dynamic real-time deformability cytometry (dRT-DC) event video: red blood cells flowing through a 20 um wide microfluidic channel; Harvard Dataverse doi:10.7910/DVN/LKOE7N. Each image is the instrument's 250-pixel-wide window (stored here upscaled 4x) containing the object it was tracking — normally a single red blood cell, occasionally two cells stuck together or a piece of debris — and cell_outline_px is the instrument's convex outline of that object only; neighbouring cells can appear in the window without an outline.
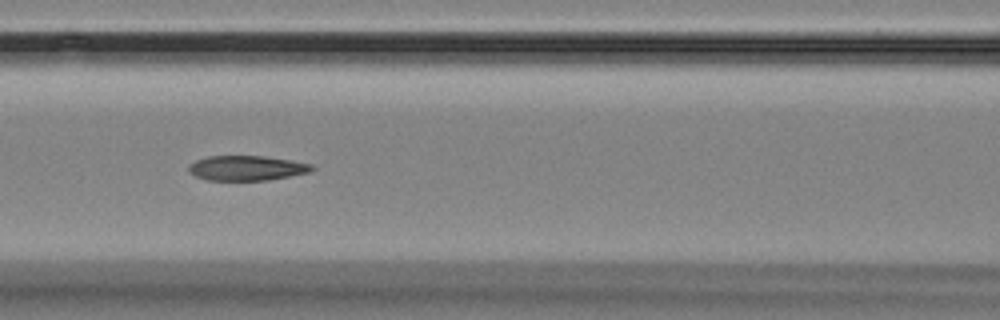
{"species": "Egyptian fruit bat (a non-hibernating species)", "species_latin": "Rousettus aegyptiacus", "temperature_condition": "room temperature", "stored_images_in_passage": 15, "camera_frame_rate_fps": 3000, "um_per_image_px": 0.085, "animal": {"sex": "female"}, "frame": {"image": 1, "passage_image": 7, "time_ms": 7.333, "image_size_px": [1000, 320], "cell_outline_px": [[316, 168], [308, 172], [268, 180], [208, 180], [196, 176], [188, 172], [188, 164], [196, 160], [208, 156], [264, 156], [292, 160], [312, 164]], "centroid_in_image_um": [20.95, 14.28], "position_along_channel_um": 145.7, "area_um2": 17.86}}
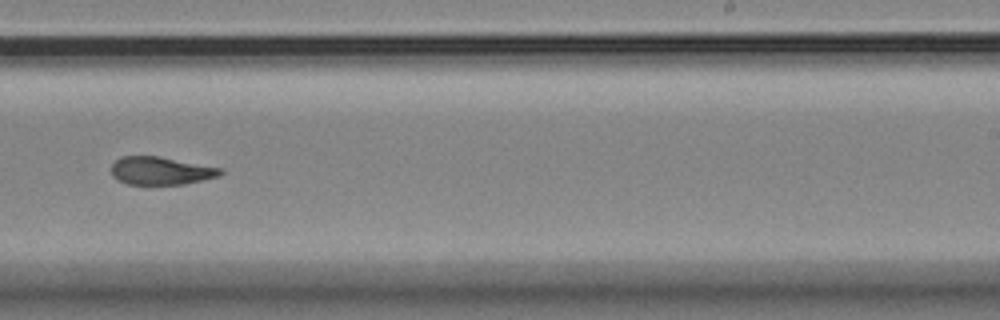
{"frame": {"image": 2, "passage_image": 10, "time_ms": 11.0, "image_size_px": [1000, 320], "cell_outline_px": [[224, 172], [220, 176], [184, 184], [128, 184], [112, 176], [112, 164], [120, 156], [160, 156], [224, 168]], "centroid_in_image_um": [13.72, 14.5], "position_along_channel_um": 275.3, "area_um2": 17.86}}
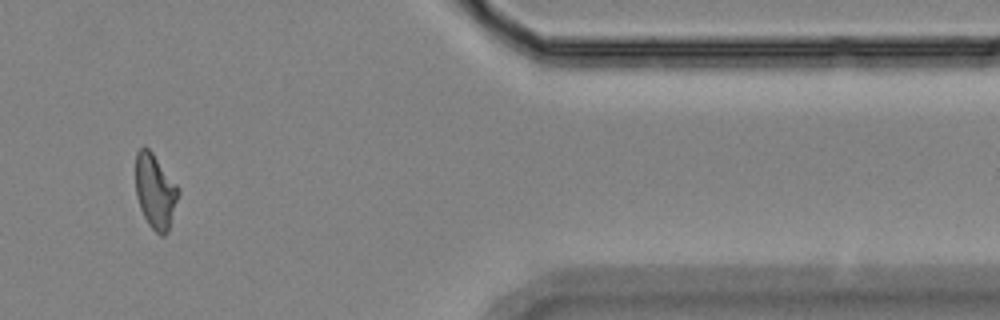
{"frame": {"image": 3, "passage_image": 13, "time_ms": 15.333, "image_size_px": [1000, 320], "cell_outline_px": [[180, 192], [168, 232], [164, 236], [160, 236], [148, 224], [140, 208], [136, 196], [136, 152], [144, 144], [152, 152], [180, 188]], "centroid_in_image_um": [13.2, 16.26], "position_along_channel_um": 398.2, "area_um2": 18.73}, "authors_computed_cell_mechanics": {"area_um2": 18.4382, "velocity_mm_per_s": 3.568, "shape_relaxation_time_tau1_ms": null, "shape_relaxation_time_tau2_ms": 3.7455, "deformation_change_tau1": null, "deformation_change_tau2": 0.1208}}